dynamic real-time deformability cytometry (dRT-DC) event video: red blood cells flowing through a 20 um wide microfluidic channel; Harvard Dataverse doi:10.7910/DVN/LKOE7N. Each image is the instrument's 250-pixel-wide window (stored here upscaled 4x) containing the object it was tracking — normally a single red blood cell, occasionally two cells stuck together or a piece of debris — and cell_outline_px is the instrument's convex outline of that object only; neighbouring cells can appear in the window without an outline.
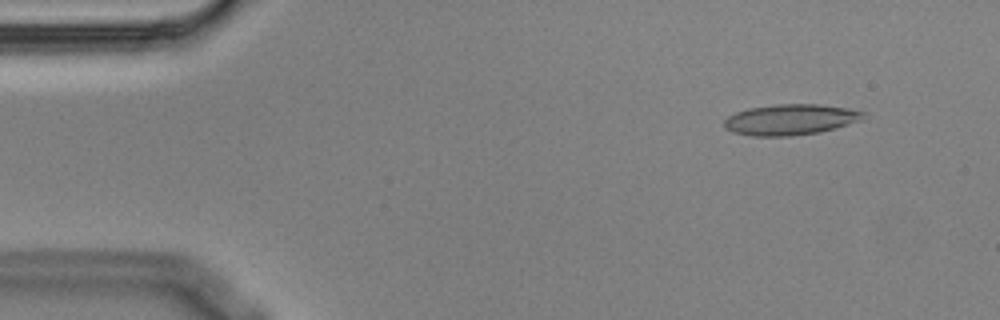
{"species": "Egyptian fruit bat (a non-hibernating species)", "species_latin": "Rousettus aegyptiacus", "temperature_condition": "cold", "stored_images_in_passage": 6, "camera_frame_rate_fps": 3000, "um_per_image_px": 0.085, "animal": {"sex": "male"}, "frame": {"image": 1, "passage_image": 2, "time_ms": 0.333, "image_size_px": [1000, 320], "cell_outline_px": [[864, 112], [860, 120], [836, 128], [820, 132], [788, 136], [752, 136], [732, 132], [724, 128], [724, 120], [728, 116], [736, 112], [748, 108], [776, 104], [820, 104], [848, 108]], "centroid_in_image_um": [67.14, 10.16], "position_along_channel_um": 17.9, "area_um2": 24.91}}
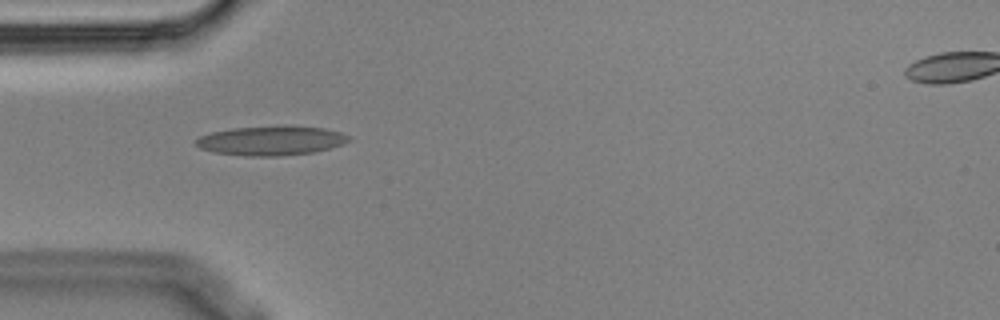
{"frame": {"image": 2, "passage_image": 5, "time_ms": 1.333, "image_size_px": [1000, 320], "cell_outline_px": [[352, 140], [344, 144], [312, 152], [280, 156], [248, 156], [212, 152], [200, 148], [196, 144], [196, 140], [200, 136], [212, 132], [232, 128], [276, 124], [288, 124], [324, 128], [340, 132], [348, 136]], "centroid_in_image_um": [23.06, 11.92], "position_along_channel_um": 61.9, "area_um2": 26.65}}
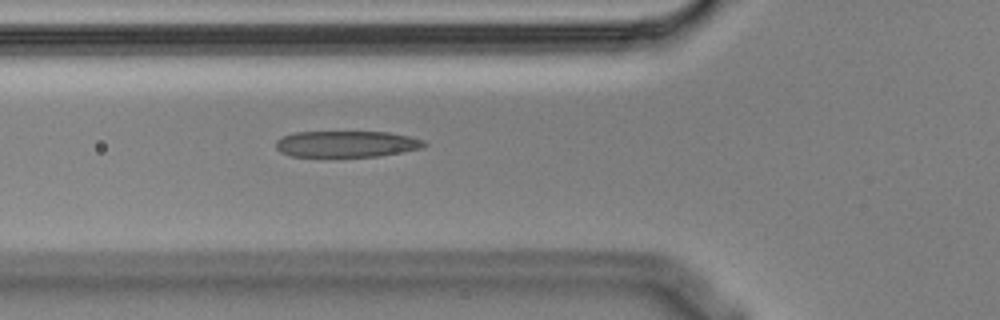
{"frame": {"image": 3, "passage_image": 6, "time_ms": 1.667, "image_size_px": [1000, 320], "cell_outline_px": [[428, 144], [420, 148], [376, 156], [292, 156], [280, 152], [276, 148], [276, 140], [284, 136], [296, 132], [388, 132], [408, 136], [424, 140]], "centroid_in_image_um": [29.43, 12.23], "position_along_channel_um": 96.4, "area_um2": 22.37}}